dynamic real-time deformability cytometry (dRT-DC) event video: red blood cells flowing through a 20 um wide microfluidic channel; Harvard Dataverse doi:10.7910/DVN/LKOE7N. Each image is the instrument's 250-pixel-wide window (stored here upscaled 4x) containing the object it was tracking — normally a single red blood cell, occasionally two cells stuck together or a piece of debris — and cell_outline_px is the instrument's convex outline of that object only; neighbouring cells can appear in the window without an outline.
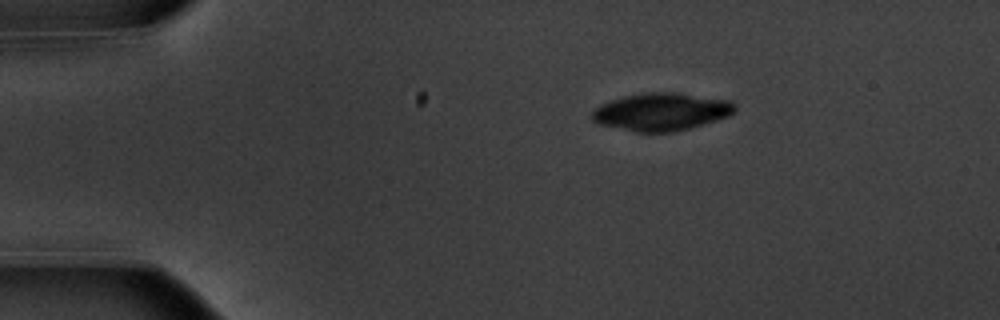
{"species": "common noctule bat (a hibernating species)", "species_latin": "Nyctalus noctula", "temperature_condition": "warm", "stored_images_in_passage": 26, "camera_frame_rate_fps": 3000, "um_per_image_px": 0.085, "animal": {"sex": "male", "body_mass_g": 20.1, "forearm_length_mm": 53.5}, "frame": {"image": 1, "passage_image": 6, "time_ms": 1.667, "image_size_px": [1000, 320], "cell_outline_px": [[736, 108], [728, 116], [716, 120], [688, 128], [672, 132], [636, 132], [600, 124], [592, 120], [592, 112], [596, 108], [612, 100], [624, 96], [648, 92], [676, 92], [732, 100], [736, 104]], "centroid_in_image_um": [56.25, 9.49], "position_along_channel_um": 28.8, "area_um2": 31.1}}